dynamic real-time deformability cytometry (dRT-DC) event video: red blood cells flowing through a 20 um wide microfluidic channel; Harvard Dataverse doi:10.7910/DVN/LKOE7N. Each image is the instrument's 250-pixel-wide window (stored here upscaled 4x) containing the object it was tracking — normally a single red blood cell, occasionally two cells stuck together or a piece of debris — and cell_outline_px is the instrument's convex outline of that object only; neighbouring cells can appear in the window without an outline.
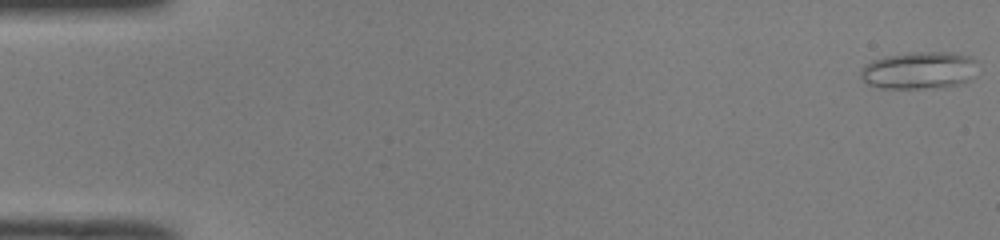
{"species": "common noctule bat (a hibernating species)", "species_latin": "Nyctalus noctula", "temperature_condition": "room temperature", "stored_images_in_passage": 51, "camera_frame_rate_fps": 3000, "um_per_image_px": 0.085, "animal": {"sex": "male", "body_mass_g": 19.0, "forearm_length_mm": 50.8}, "frame": {"image": 1, "passage_image": 1, "time_ms": 0.0, "image_size_px": [1000, 240], "cell_outline_px": [[976, 76], [964, 84], [940, 88], [880, 88], [868, 84], [860, 76], [860, 68], [864, 64], [872, 60], [884, 56], [912, 52], [952, 52], [968, 56], [976, 60]], "centroid_in_image_um": [78.15, 5.99], "position_along_channel_um": 6.8, "area_um2": 26.01}}
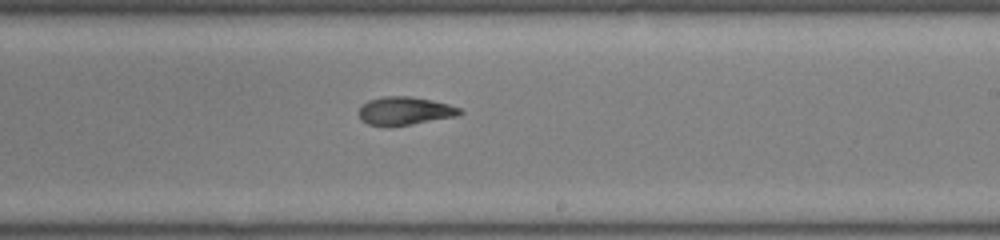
{"frame": {"image": 2, "passage_image": 31, "time_ms": 10.0, "image_size_px": [1000, 240], "cell_outline_px": [[464, 112], [456, 116], [392, 128], [388, 128], [368, 124], [360, 120], [360, 108], [368, 100], [384, 96], [408, 96], [432, 100], [448, 104], [460, 108]], "centroid_in_image_um": [34.39, 9.45], "position_along_channel_um": 254.6, "area_um2": 16.82}}
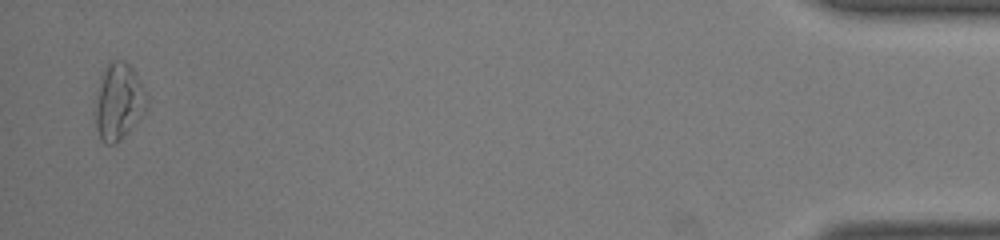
{"frame": {"image": 3, "passage_image": 50, "time_ms": 16.333, "image_size_px": [1000, 240], "cell_outline_px": [[148, 108], [120, 140], [116, 144], [108, 144], [100, 136], [92, 112], [96, 92], [104, 68], [112, 60], [124, 60], [132, 68], [148, 96]], "centroid_in_image_um": [10.06, 8.62], "position_along_channel_um": 425.1, "area_um2": 23.12}, "authors_computed_cell_mechanics": {"area_um2": 17.5134, "velocity_mm_per_s": 4.0282, "shape_relaxation_time_tau1_ms": 8.1962, "shape_relaxation_time_tau2_ms": 3.3717, "deformation_change_tau1": 0.2322, "deformation_change_tau2": 0.095}}